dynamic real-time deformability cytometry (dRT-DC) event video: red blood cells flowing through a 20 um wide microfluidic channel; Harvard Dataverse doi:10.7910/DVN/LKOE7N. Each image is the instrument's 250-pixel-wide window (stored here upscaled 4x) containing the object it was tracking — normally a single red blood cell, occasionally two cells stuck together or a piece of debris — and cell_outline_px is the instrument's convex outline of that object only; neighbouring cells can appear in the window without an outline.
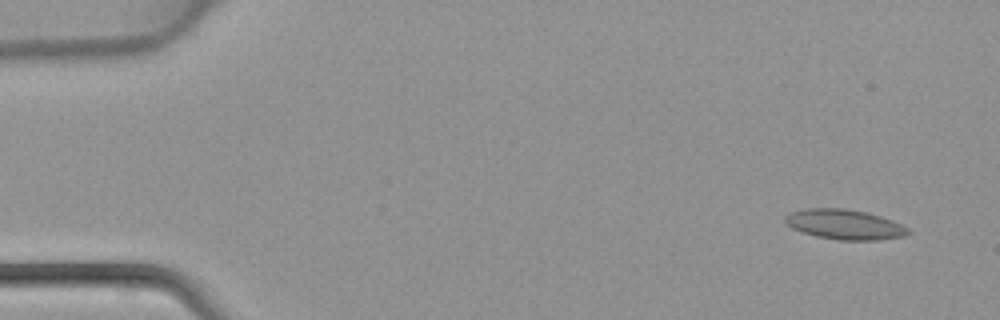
{"species": "common noctule bat (a hibernating species)", "species_latin": "Nyctalus noctula", "temperature_condition": "warm", "stored_images_in_passage": 43, "camera_frame_rate_fps": 3000, "um_per_image_px": 0.085, "animal": {"sex": "female", "body_mass_g": 22.7, "forearm_length_mm": 54.2}, "frame": {"image": 1, "passage_image": 1, "time_ms": 0.0, "image_size_px": [1000, 320], "cell_outline_px": [[912, 232], [904, 236], [876, 240], [840, 240], [816, 236], [792, 228], [784, 220], [784, 216], [792, 212], [804, 208], [844, 208], [864, 212], [880, 216], [892, 220], [908, 228]], "centroid_in_image_um": [71.79, 19.07], "position_along_channel_um": 13.2, "area_um2": 21.33}}
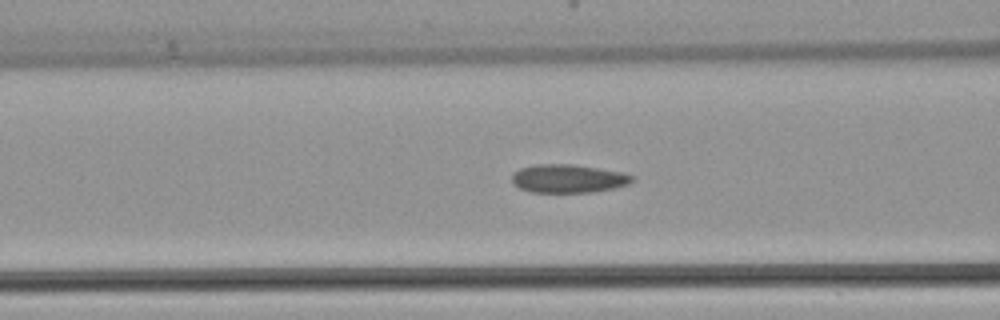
{"frame": {"image": 2, "passage_image": 16, "time_ms": 5.0, "image_size_px": [1000, 320], "cell_outline_px": [[636, 180], [628, 184], [612, 188], [592, 192], [532, 192], [520, 188], [512, 184], [512, 176], [520, 168], [532, 164], [572, 164], [624, 172], [632, 176]], "centroid_in_image_um": [48.3, 15.17], "position_along_channel_um": 118.3, "area_um2": 19.88}}
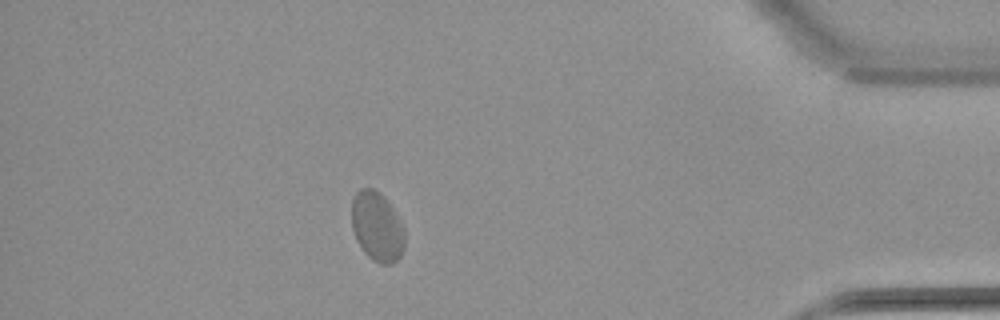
{"frame": {"image": 3, "passage_image": 38, "time_ms": 12.333, "image_size_px": [1000, 320], "cell_outline_px": [[404, 248], [400, 256], [392, 264], [380, 264], [372, 260], [364, 252], [356, 240], [352, 228], [352, 200], [356, 192], [360, 188], [372, 188], [380, 192], [388, 200], [396, 212], [404, 228]], "centroid_in_image_um": [32.05, 19.25], "position_along_channel_um": 403.1, "area_um2": 21.73}}